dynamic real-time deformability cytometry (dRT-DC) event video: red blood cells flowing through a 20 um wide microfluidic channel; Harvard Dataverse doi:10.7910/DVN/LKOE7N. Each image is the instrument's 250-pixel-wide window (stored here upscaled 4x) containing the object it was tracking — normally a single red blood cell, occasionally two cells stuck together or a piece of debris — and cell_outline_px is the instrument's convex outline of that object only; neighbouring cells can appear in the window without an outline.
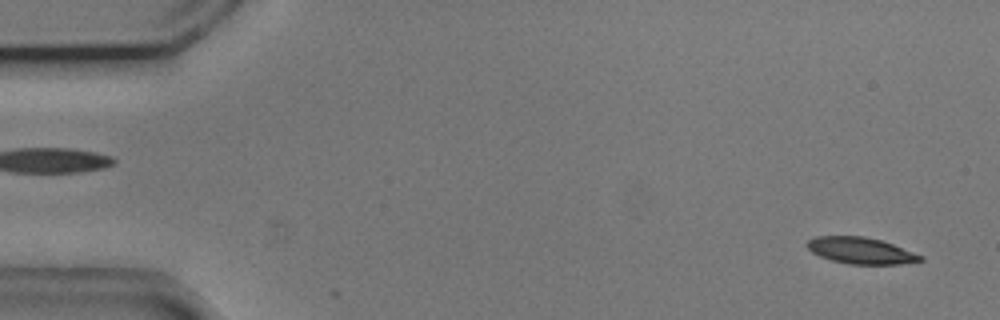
{"species": "common noctule bat (a hibernating species)", "species_latin": "Nyctalus noctula", "temperature_condition": "cold", "stored_images_in_passage": 11, "camera_frame_rate_fps": 3000, "um_per_image_px": 0.085, "animal": {"sex": "male", "body_mass_g": 20.5, "forearm_length_mm": 52.5}, "frame": {"image": 1, "passage_image": 2, "time_ms": 0.333, "image_size_px": [1000, 320], "cell_outline_px": [[924, 260], [900, 264], [848, 264], [832, 260], [820, 256], [812, 252], [804, 244], [808, 240], [816, 236], [864, 236], [880, 240], [892, 244], [924, 256]], "centroid_in_image_um": [73.15, 21.3], "position_along_channel_um": 11.9, "area_um2": 17.4}}
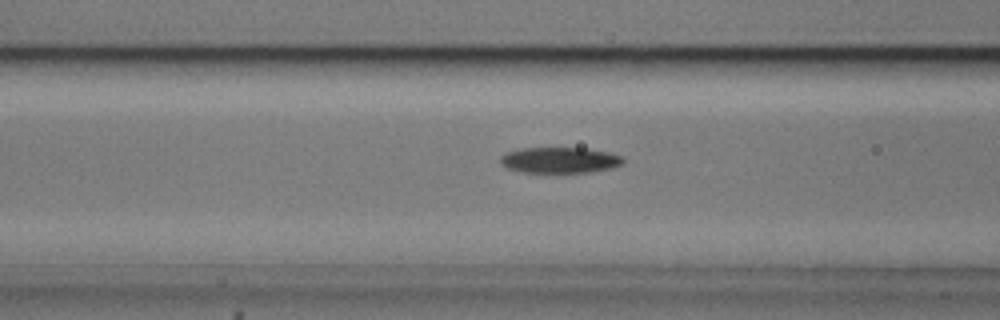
{"frame": {"image": 2, "passage_image": 5, "time_ms": 1.333, "image_size_px": [1000, 320], "cell_outline_px": [[624, 164], [612, 168], [588, 172], [520, 172], [508, 168], [500, 164], [500, 156], [504, 152], [520, 148], [584, 148], [608, 152], [620, 156], [624, 160]], "centroid_in_image_um": [47.54, 13.6], "position_along_channel_um": 119.1, "area_um2": 18.55}}
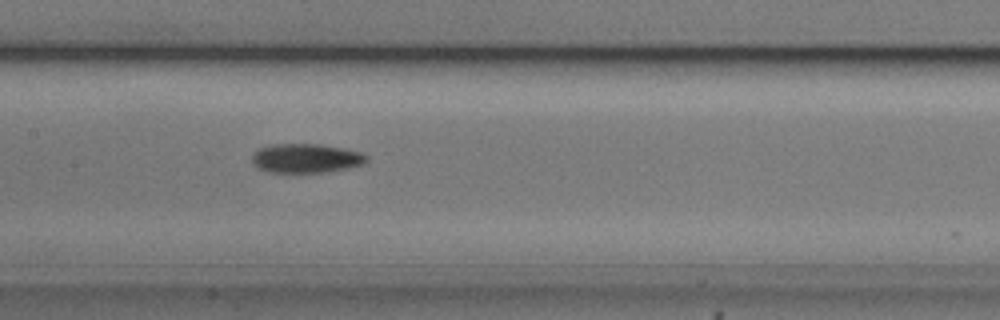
{"frame": {"image": 3, "passage_image": 10, "time_ms": 3.0, "image_size_px": [1000, 320], "cell_outline_px": [[368, 160], [364, 164], [348, 168], [324, 172], [268, 172], [256, 168], [252, 164], [252, 156], [260, 148], [272, 144], [320, 144], [344, 148], [360, 152], [368, 156]], "centroid_in_image_um": [26.01, 13.45], "position_along_channel_um": 181.4, "area_um2": 19.54}}